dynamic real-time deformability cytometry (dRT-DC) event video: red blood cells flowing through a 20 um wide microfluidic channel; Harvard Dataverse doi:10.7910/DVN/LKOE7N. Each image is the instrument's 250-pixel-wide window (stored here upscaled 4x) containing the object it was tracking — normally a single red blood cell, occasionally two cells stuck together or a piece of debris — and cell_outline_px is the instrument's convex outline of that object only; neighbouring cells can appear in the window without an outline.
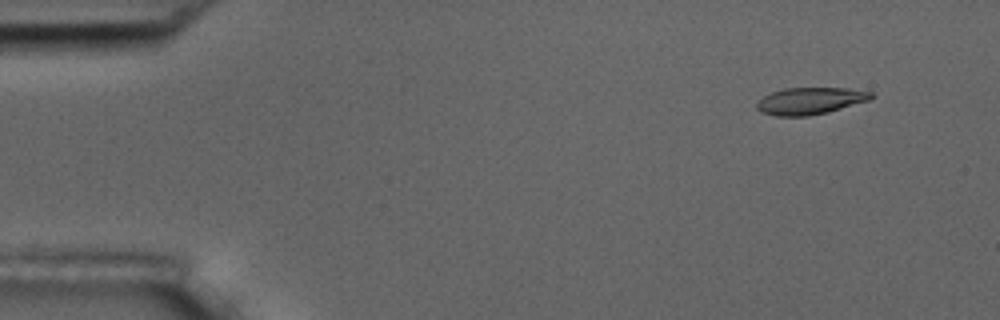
{"species": "common noctule bat (a hibernating species)", "species_latin": "Nyctalus noctula", "temperature_condition": "room temperature", "stored_images_in_passage": 6, "camera_frame_rate_fps": 3000, "um_per_image_px": 0.085, "animal": {"sex": "male", "body_mass_g": 17.5, "forearm_length_mm": 52.3}, "frame": {"image": 1, "passage_image": 2, "time_ms": 1.0, "image_size_px": [1000, 320], "cell_outline_px": [[876, 96], [868, 100], [828, 112], [808, 116], [776, 116], [764, 112], [756, 108], [756, 104], [764, 96], [772, 92], [784, 88], [848, 88], [872, 92]], "centroid_in_image_um": [68.88, 8.57], "position_along_channel_um": 16.1, "area_um2": 17.8}}